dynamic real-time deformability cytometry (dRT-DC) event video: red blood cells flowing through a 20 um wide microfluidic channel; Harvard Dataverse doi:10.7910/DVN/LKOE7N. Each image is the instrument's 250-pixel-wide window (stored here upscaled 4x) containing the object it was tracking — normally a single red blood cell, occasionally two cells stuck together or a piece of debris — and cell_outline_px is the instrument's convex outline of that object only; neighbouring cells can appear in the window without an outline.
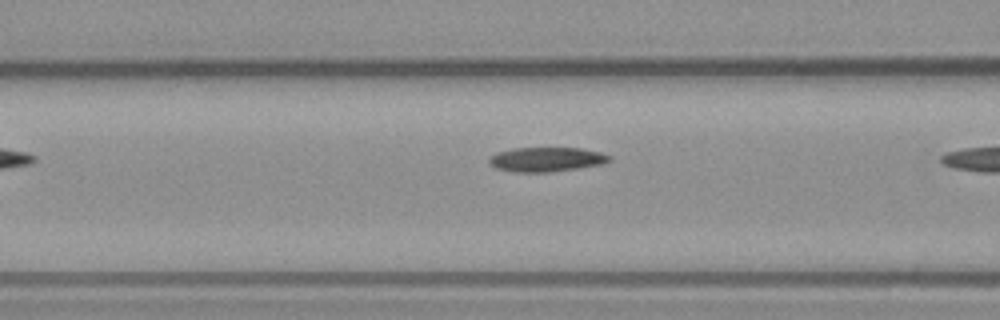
{"species": "common noctule bat (a hibernating species)", "species_latin": "Nyctalus noctula", "temperature_condition": "warm", "stored_images_in_passage": 5, "camera_frame_rate_fps": 3000, "um_per_image_px": 0.085, "animal": {"sex": "male", "body_mass_g": 23.1, "forearm_length_mm": 52.7}, "frame": {"image": 1, "passage_image": 4, "time_ms": 1.0, "image_size_px": [1000, 320], "cell_outline_px": [[612, 160], [604, 164], [580, 168], [548, 172], [516, 172], [496, 168], [488, 160], [496, 152], [512, 148], [580, 148], [600, 152], [612, 156]], "centroid_in_image_um": [46.5, 13.55], "position_along_channel_um": 120.1, "area_um2": 17.17}}